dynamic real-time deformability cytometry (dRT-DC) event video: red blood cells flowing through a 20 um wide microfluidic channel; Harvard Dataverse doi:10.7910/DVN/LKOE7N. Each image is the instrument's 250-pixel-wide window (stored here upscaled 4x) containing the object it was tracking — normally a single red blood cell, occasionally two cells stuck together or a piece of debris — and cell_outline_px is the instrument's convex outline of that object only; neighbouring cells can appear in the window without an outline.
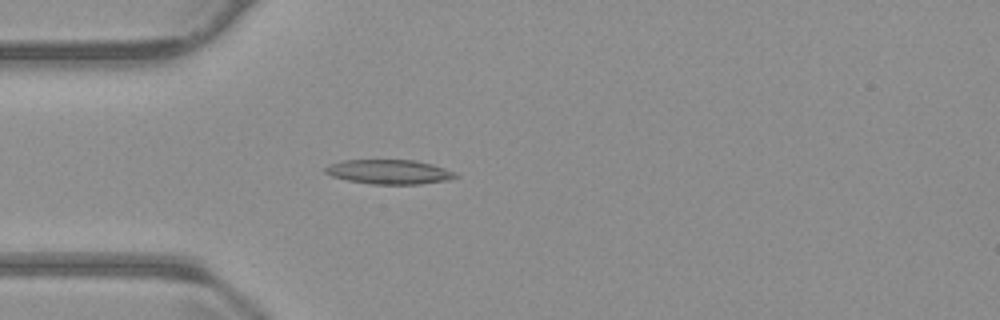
{"species": "common noctule bat (a hibernating species)", "species_latin": "Nyctalus noctula", "temperature_condition": "warm", "stored_images_in_passage": 55, "camera_frame_rate_fps": 3000, "um_per_image_px": 0.085, "animal": {"sex": "male", "body_mass_g": 23.1, "forearm_length_mm": 52.7}, "frame": {"image": 1, "passage_image": 16, "time_ms": 5.0, "image_size_px": [1000, 320], "cell_outline_px": [[460, 176], [448, 180], [420, 184], [372, 184], [348, 180], [332, 176], [324, 172], [324, 168], [328, 164], [344, 160], [416, 160], [432, 164], [456, 172]], "centroid_in_image_um": [33.09, 14.6], "position_along_channel_um": 51.9, "area_um2": 18.61}}
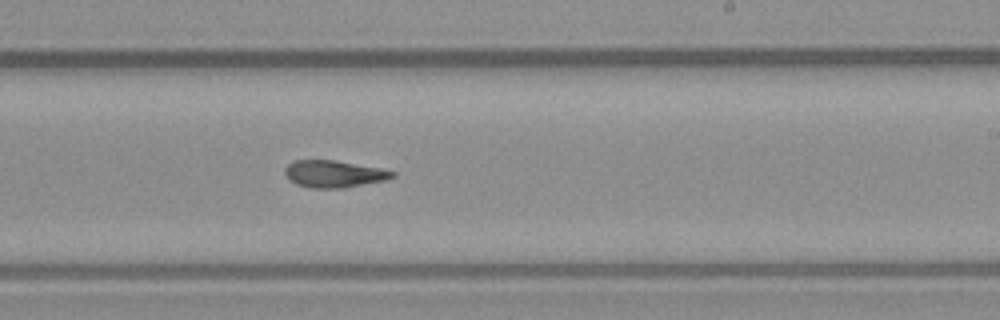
{"frame": {"image": 2, "passage_image": 33, "time_ms": 10.667, "image_size_px": [1000, 320], "cell_outline_px": [[396, 176], [384, 180], [340, 188], [308, 188], [296, 184], [288, 180], [284, 172], [284, 168], [292, 160], [336, 160], [380, 168], [396, 172]], "centroid_in_image_um": [28.33, 14.77], "position_along_channel_um": 260.7, "area_um2": 16.99}}
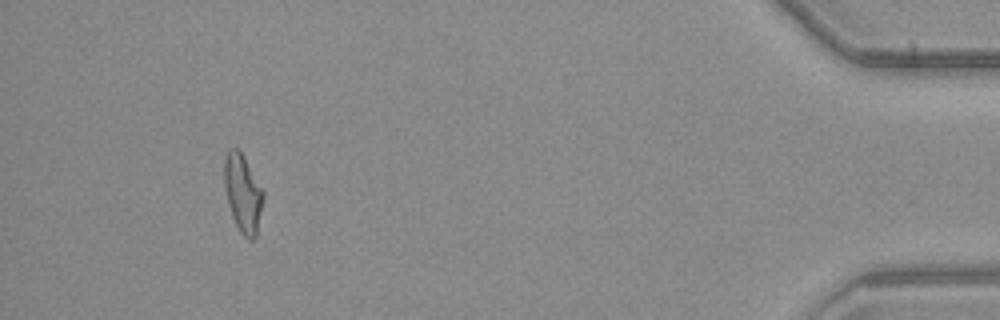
{"frame": {"image": 3, "passage_image": 51, "time_ms": 16.667, "image_size_px": [1000, 320], "cell_outline_px": [[264, 200], [256, 236], [252, 240], [248, 240], [240, 232], [232, 216], [228, 204], [224, 184], [224, 156], [228, 148], [236, 148], [244, 156], [264, 192]], "centroid_in_image_um": [20.64, 16.42], "position_along_channel_um": 414.6, "area_um2": 17.8}, "authors_computed_cell_mechanics": {"area_um2": 17.8024, "velocity_mm_per_s": 3.8038, "shape_relaxation_time_tau1_ms": null, "shape_relaxation_time_tau2_ms": 4.7024, "deformation_change_tau1": null, "deformation_change_tau2": 0.1348}}